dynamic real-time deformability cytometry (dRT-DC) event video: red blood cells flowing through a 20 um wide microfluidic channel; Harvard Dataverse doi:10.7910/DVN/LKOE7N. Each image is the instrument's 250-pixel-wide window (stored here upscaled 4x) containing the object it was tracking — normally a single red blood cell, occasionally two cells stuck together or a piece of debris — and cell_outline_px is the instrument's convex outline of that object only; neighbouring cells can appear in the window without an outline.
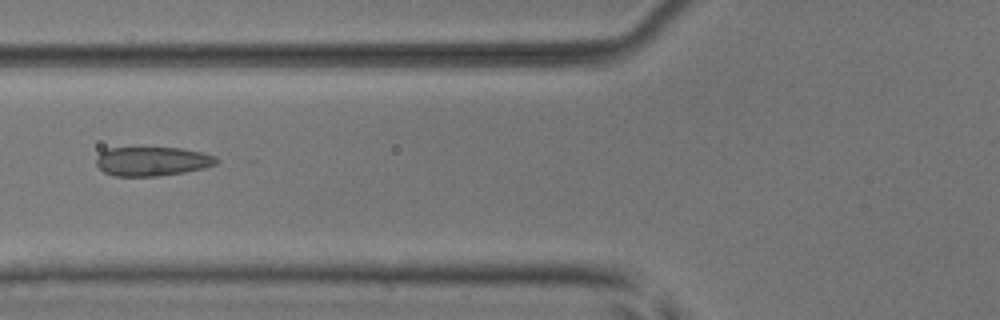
{"species": "common noctule bat (a hibernating species)", "species_latin": "Nyctalus noctula", "temperature_condition": "room temperature", "stored_images_in_passage": 7, "camera_frame_rate_fps": 3000, "um_per_image_px": 0.085, "animal": {"sex": "male", "body_mass_g": 17.9, "forearm_length_mm": 54.2}, "frame": {"image": 1, "passage_image": 7, "time_ms": 2.0, "image_size_px": [1000, 320], "cell_outline_px": [[220, 160], [216, 164], [204, 168], [184, 172], [156, 176], [116, 176], [104, 172], [96, 164], [96, 160], [100, 152], [108, 148], [180, 148], [200, 152], [216, 156]], "centroid_in_image_um": [12.95, 13.71], "position_along_channel_um": 112.9, "area_um2": 20.29}}